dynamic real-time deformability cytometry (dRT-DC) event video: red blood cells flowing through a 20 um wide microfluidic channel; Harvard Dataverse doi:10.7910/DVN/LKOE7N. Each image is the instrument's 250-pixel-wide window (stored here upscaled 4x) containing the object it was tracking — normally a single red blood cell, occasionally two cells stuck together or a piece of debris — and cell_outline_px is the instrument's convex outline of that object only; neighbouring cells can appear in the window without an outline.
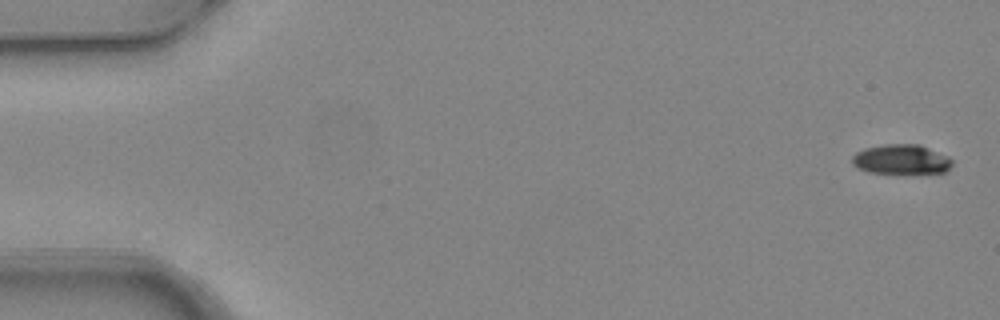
{"species": "common noctule bat (a hibernating species)", "species_latin": "Nyctalus noctula", "temperature_condition": "warm", "stored_images_in_passage": 4, "camera_frame_rate_fps": 3000, "um_per_image_px": 0.085, "animal": {"sex": "female", "body_mass_g": 24.6, "forearm_length_mm": 56.2}, "frame": {"image": 1, "passage_image": 1, "time_ms": 0.0, "image_size_px": [1000, 320], "cell_outline_px": [[952, 164], [944, 172], [904, 176], [868, 172], [856, 168], [852, 164], [852, 156], [856, 152], [864, 148], [884, 144], [920, 144], [948, 156], [952, 160]], "centroid_in_image_um": [76.59, 13.59], "position_along_channel_um": 8.4, "area_um2": 18.21}}
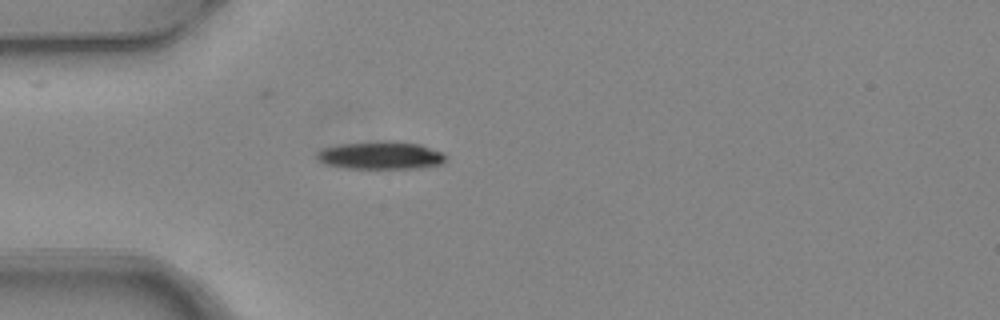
{"frame": {"image": 2, "passage_image": 4, "time_ms": 1.0, "image_size_px": [1000, 320], "cell_outline_px": [[444, 160], [440, 164], [420, 168], [348, 168], [324, 164], [316, 156], [316, 152], [324, 148], [340, 144], [388, 140], [396, 140], [420, 144], [444, 152]], "centroid_in_image_um": [32.37, 13.19], "position_along_channel_um": 52.6, "area_um2": 20.92}}